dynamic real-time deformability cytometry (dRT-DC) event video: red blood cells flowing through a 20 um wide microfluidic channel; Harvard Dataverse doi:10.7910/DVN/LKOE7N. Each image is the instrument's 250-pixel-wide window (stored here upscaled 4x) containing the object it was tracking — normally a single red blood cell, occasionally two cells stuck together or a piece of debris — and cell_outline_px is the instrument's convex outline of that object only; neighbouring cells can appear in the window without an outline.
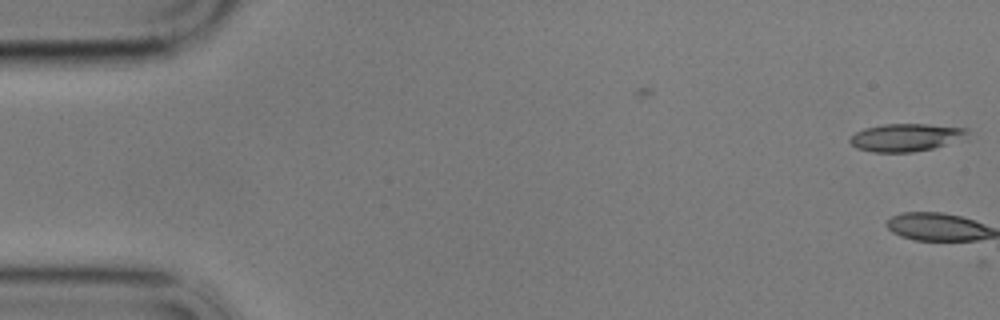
{"species": "common noctule bat (a hibernating species)", "species_latin": "Nyctalus noctula", "temperature_condition": "cold", "stored_images_in_passage": 6, "camera_frame_rate_fps": 3000, "um_per_image_px": 0.085, "animal": {"sex": "male", "body_mass_g": 17.9}, "frame": {"image": 1, "passage_image": 6, "time_ms": 1.667, "image_size_px": [1000, 320], "cell_outline_px": [[968, 132], [944, 144], [932, 148], [912, 152], [872, 152], [856, 148], [848, 140], [856, 132], [864, 128], [884, 124], [928, 124], [968, 128]], "centroid_in_image_um": [76.88, 11.67], "position_along_channel_um": 8.1, "area_um2": 18.44}}